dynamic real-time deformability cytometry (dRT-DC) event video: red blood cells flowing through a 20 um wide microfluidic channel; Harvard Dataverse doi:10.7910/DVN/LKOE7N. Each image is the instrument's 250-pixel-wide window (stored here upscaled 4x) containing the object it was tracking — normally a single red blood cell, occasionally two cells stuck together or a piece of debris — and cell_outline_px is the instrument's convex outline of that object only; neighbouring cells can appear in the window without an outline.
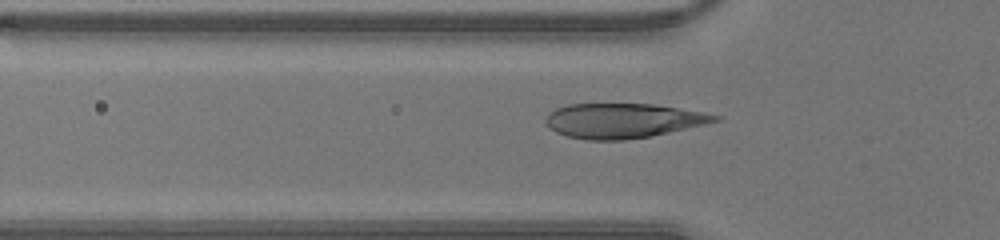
{"species": "human", "species_latin": "Homo sapiens", "temperature_condition": "warm", "stored_images_in_passage": 31, "camera_frame_rate_fps": 3000, "um_per_image_px": 0.085, "donor": {"sex": "male"}, "frame": {"image": 1, "passage_image": 5, "time_ms": 1.333, "image_size_px": [1000, 240], "cell_outline_px": [[720, 120], [704, 124], [652, 136], [624, 140], [588, 140], [568, 136], [556, 132], [544, 120], [548, 112], [556, 108], [568, 104], [652, 104], [700, 112], [720, 116]], "centroid_in_image_um": [52.9, 10.26], "position_along_channel_um": 72.9, "area_um2": 33.81}}
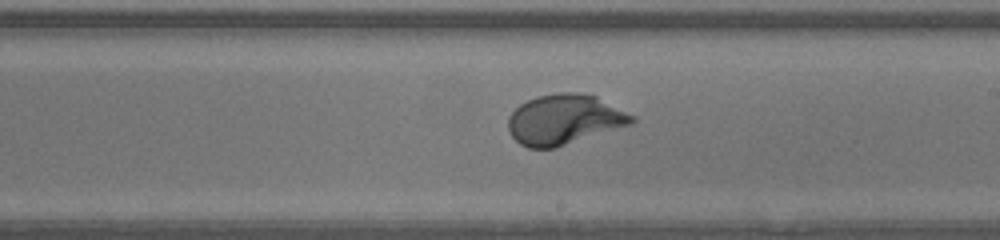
{"frame": {"image": 2, "passage_image": 16, "time_ms": 5.0, "image_size_px": [1000, 240], "cell_outline_px": [[636, 120], [632, 124], [556, 148], [528, 148], [520, 144], [512, 136], [508, 128], [508, 116], [520, 104], [536, 96], [560, 92], [576, 92], [596, 96], [636, 116]], "centroid_in_image_um": [47.98, 10.16], "position_along_channel_um": 241.0, "area_um2": 36.24}}
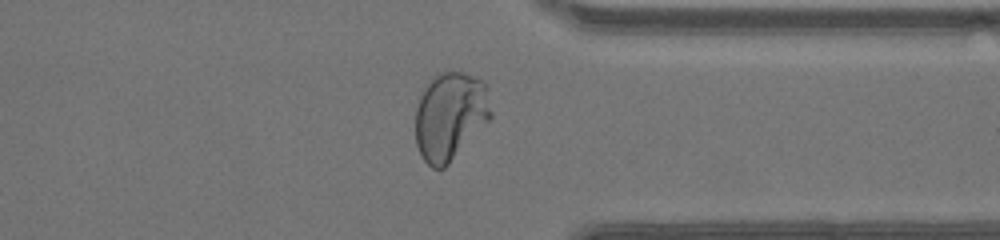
{"frame": {"image": 3, "passage_image": 25, "time_ms": 8.0, "image_size_px": [1000, 240], "cell_outline_px": [[492, 116], [448, 164], [444, 168], [432, 168], [420, 156], [416, 144], [416, 108], [420, 96], [424, 88], [432, 76], [440, 72], [464, 72], [484, 80], [492, 112]], "centroid_in_image_um": [38.24, 9.84], "position_along_channel_um": 373.2, "area_um2": 38.61}}